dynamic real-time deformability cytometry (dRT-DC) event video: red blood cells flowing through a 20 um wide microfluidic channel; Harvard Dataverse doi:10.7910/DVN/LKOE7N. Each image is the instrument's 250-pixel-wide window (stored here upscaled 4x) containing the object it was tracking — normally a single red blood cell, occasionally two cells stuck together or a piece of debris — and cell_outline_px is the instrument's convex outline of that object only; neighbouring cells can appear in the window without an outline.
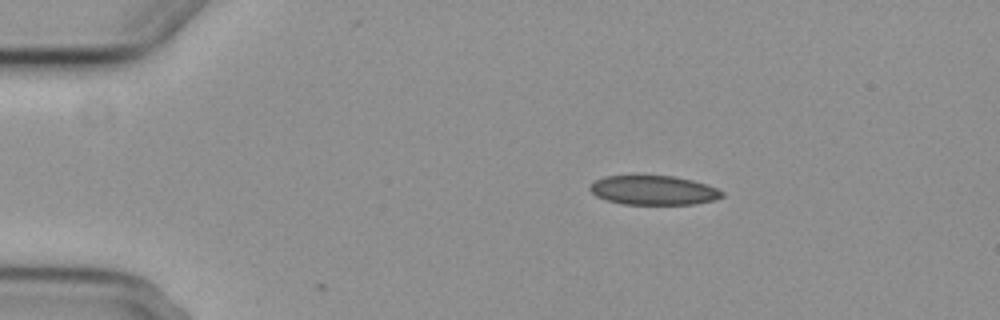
{"species": "common noctule bat (a hibernating species)", "species_latin": "Nyctalus noctula", "temperature_condition": "cold", "stored_images_in_passage": 3, "camera_frame_rate_fps": 3000, "um_per_image_px": 0.085, "animal": {"sex": "female", "body_mass_g": 29.2, "forearm_length_mm": 56.3}, "frame": {"image": 1, "passage_image": 1, "time_ms": 0.0, "image_size_px": [1000, 320], "cell_outline_px": [[724, 196], [712, 200], [696, 204], [624, 204], [608, 200], [596, 196], [588, 188], [596, 180], [604, 176], [676, 176], [692, 180], [716, 188], [724, 192]], "centroid_in_image_um": [55.56, 16.17], "position_along_channel_um": 29.4, "area_um2": 22.31}}